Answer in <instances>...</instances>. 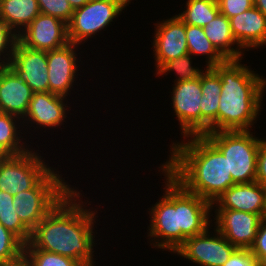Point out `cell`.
<instances>
[{
  "label": "cell",
  "mask_w": 266,
  "mask_h": 266,
  "mask_svg": "<svg viewBox=\"0 0 266 266\" xmlns=\"http://www.w3.org/2000/svg\"><path fill=\"white\" fill-rule=\"evenodd\" d=\"M72 187L32 230L24 249H40L75 259L82 266H95L94 226L98 212L87 206L88 200L83 203L82 190Z\"/></svg>",
  "instance_id": "cell-1"
},
{
  "label": "cell",
  "mask_w": 266,
  "mask_h": 266,
  "mask_svg": "<svg viewBox=\"0 0 266 266\" xmlns=\"http://www.w3.org/2000/svg\"><path fill=\"white\" fill-rule=\"evenodd\" d=\"M159 169L165 176L164 193L148 211L147 234L151 248L174 253L187 238L211 229L214 214L210 202L186 190L161 164Z\"/></svg>",
  "instance_id": "cell-2"
},
{
  "label": "cell",
  "mask_w": 266,
  "mask_h": 266,
  "mask_svg": "<svg viewBox=\"0 0 266 266\" xmlns=\"http://www.w3.org/2000/svg\"><path fill=\"white\" fill-rule=\"evenodd\" d=\"M170 146L171 156L161 166L189 192L213 204L235 185L227 158L205 135L188 136Z\"/></svg>",
  "instance_id": "cell-3"
},
{
  "label": "cell",
  "mask_w": 266,
  "mask_h": 266,
  "mask_svg": "<svg viewBox=\"0 0 266 266\" xmlns=\"http://www.w3.org/2000/svg\"><path fill=\"white\" fill-rule=\"evenodd\" d=\"M241 60L227 59L213 67L221 78L218 131L252 130L263 109L266 78Z\"/></svg>",
  "instance_id": "cell-4"
},
{
  "label": "cell",
  "mask_w": 266,
  "mask_h": 266,
  "mask_svg": "<svg viewBox=\"0 0 266 266\" xmlns=\"http://www.w3.org/2000/svg\"><path fill=\"white\" fill-rule=\"evenodd\" d=\"M59 172L52 168L32 189L13 195L14 210L31 231L72 189Z\"/></svg>",
  "instance_id": "cell-5"
},
{
  "label": "cell",
  "mask_w": 266,
  "mask_h": 266,
  "mask_svg": "<svg viewBox=\"0 0 266 266\" xmlns=\"http://www.w3.org/2000/svg\"><path fill=\"white\" fill-rule=\"evenodd\" d=\"M205 136L227 158L228 173L235 184L255 181L260 139L251 130L216 131Z\"/></svg>",
  "instance_id": "cell-6"
},
{
  "label": "cell",
  "mask_w": 266,
  "mask_h": 266,
  "mask_svg": "<svg viewBox=\"0 0 266 266\" xmlns=\"http://www.w3.org/2000/svg\"><path fill=\"white\" fill-rule=\"evenodd\" d=\"M128 5L126 0L88 1L84 6L74 10L67 24L69 41L83 45L88 38H94L99 31L112 25L111 22L118 19Z\"/></svg>",
  "instance_id": "cell-7"
},
{
  "label": "cell",
  "mask_w": 266,
  "mask_h": 266,
  "mask_svg": "<svg viewBox=\"0 0 266 266\" xmlns=\"http://www.w3.org/2000/svg\"><path fill=\"white\" fill-rule=\"evenodd\" d=\"M40 153L32 148L15 156L0 160V190L16 195L32 189L51 169Z\"/></svg>",
  "instance_id": "cell-8"
},
{
  "label": "cell",
  "mask_w": 266,
  "mask_h": 266,
  "mask_svg": "<svg viewBox=\"0 0 266 266\" xmlns=\"http://www.w3.org/2000/svg\"><path fill=\"white\" fill-rule=\"evenodd\" d=\"M213 229L214 232L208 228L202 234L187 238L173 254L197 266H223L237 248L215 227Z\"/></svg>",
  "instance_id": "cell-9"
},
{
  "label": "cell",
  "mask_w": 266,
  "mask_h": 266,
  "mask_svg": "<svg viewBox=\"0 0 266 266\" xmlns=\"http://www.w3.org/2000/svg\"><path fill=\"white\" fill-rule=\"evenodd\" d=\"M170 93L171 108L179 121L182 138L201 135V75L195 80L174 83Z\"/></svg>",
  "instance_id": "cell-10"
},
{
  "label": "cell",
  "mask_w": 266,
  "mask_h": 266,
  "mask_svg": "<svg viewBox=\"0 0 266 266\" xmlns=\"http://www.w3.org/2000/svg\"><path fill=\"white\" fill-rule=\"evenodd\" d=\"M214 210V227L236 248L250 249L254 244L262 216L232 209Z\"/></svg>",
  "instance_id": "cell-11"
},
{
  "label": "cell",
  "mask_w": 266,
  "mask_h": 266,
  "mask_svg": "<svg viewBox=\"0 0 266 266\" xmlns=\"http://www.w3.org/2000/svg\"><path fill=\"white\" fill-rule=\"evenodd\" d=\"M18 41L27 48L41 51H52L70 42L67 24L43 13L18 34Z\"/></svg>",
  "instance_id": "cell-12"
},
{
  "label": "cell",
  "mask_w": 266,
  "mask_h": 266,
  "mask_svg": "<svg viewBox=\"0 0 266 266\" xmlns=\"http://www.w3.org/2000/svg\"><path fill=\"white\" fill-rule=\"evenodd\" d=\"M152 48L155 72L169 60L188 54L186 24L174 15L155 24Z\"/></svg>",
  "instance_id": "cell-13"
},
{
  "label": "cell",
  "mask_w": 266,
  "mask_h": 266,
  "mask_svg": "<svg viewBox=\"0 0 266 266\" xmlns=\"http://www.w3.org/2000/svg\"><path fill=\"white\" fill-rule=\"evenodd\" d=\"M80 45L69 42L65 46L47 51L49 92L68 97L76 82L78 73L77 48ZM78 65V66H77ZM76 76V77H75ZM76 78V79H75ZM70 93V94H69Z\"/></svg>",
  "instance_id": "cell-14"
},
{
  "label": "cell",
  "mask_w": 266,
  "mask_h": 266,
  "mask_svg": "<svg viewBox=\"0 0 266 266\" xmlns=\"http://www.w3.org/2000/svg\"><path fill=\"white\" fill-rule=\"evenodd\" d=\"M47 51L25 47L17 41L11 67L34 93L49 92Z\"/></svg>",
  "instance_id": "cell-15"
},
{
  "label": "cell",
  "mask_w": 266,
  "mask_h": 266,
  "mask_svg": "<svg viewBox=\"0 0 266 266\" xmlns=\"http://www.w3.org/2000/svg\"><path fill=\"white\" fill-rule=\"evenodd\" d=\"M67 102L66 97L50 92L34 93L29 103L27 113L22 119L23 128H25L24 126H27L28 123L31 125L30 127H34L36 124L37 126L34 127L35 129L45 128L44 132H46L47 129H56V127L58 128L64 125V122H67V120L65 121L68 114L67 112L70 111L67 109L71 108L67 106Z\"/></svg>",
  "instance_id": "cell-16"
},
{
  "label": "cell",
  "mask_w": 266,
  "mask_h": 266,
  "mask_svg": "<svg viewBox=\"0 0 266 266\" xmlns=\"http://www.w3.org/2000/svg\"><path fill=\"white\" fill-rule=\"evenodd\" d=\"M212 209H232L253 214L266 215V195L259 182L232 185L212 204Z\"/></svg>",
  "instance_id": "cell-17"
},
{
  "label": "cell",
  "mask_w": 266,
  "mask_h": 266,
  "mask_svg": "<svg viewBox=\"0 0 266 266\" xmlns=\"http://www.w3.org/2000/svg\"><path fill=\"white\" fill-rule=\"evenodd\" d=\"M33 90L11 68H0V112L24 118Z\"/></svg>",
  "instance_id": "cell-18"
},
{
  "label": "cell",
  "mask_w": 266,
  "mask_h": 266,
  "mask_svg": "<svg viewBox=\"0 0 266 266\" xmlns=\"http://www.w3.org/2000/svg\"><path fill=\"white\" fill-rule=\"evenodd\" d=\"M229 21L232 34L243 51L266 46V16L255 6Z\"/></svg>",
  "instance_id": "cell-19"
},
{
  "label": "cell",
  "mask_w": 266,
  "mask_h": 266,
  "mask_svg": "<svg viewBox=\"0 0 266 266\" xmlns=\"http://www.w3.org/2000/svg\"><path fill=\"white\" fill-rule=\"evenodd\" d=\"M201 89V135H205L218 131L221 78L213 68H204L201 73Z\"/></svg>",
  "instance_id": "cell-20"
},
{
  "label": "cell",
  "mask_w": 266,
  "mask_h": 266,
  "mask_svg": "<svg viewBox=\"0 0 266 266\" xmlns=\"http://www.w3.org/2000/svg\"><path fill=\"white\" fill-rule=\"evenodd\" d=\"M203 29L206 37L226 59H243L244 51L238 46L225 15L219 13Z\"/></svg>",
  "instance_id": "cell-21"
},
{
  "label": "cell",
  "mask_w": 266,
  "mask_h": 266,
  "mask_svg": "<svg viewBox=\"0 0 266 266\" xmlns=\"http://www.w3.org/2000/svg\"><path fill=\"white\" fill-rule=\"evenodd\" d=\"M39 14L38 0H0V21L17 35Z\"/></svg>",
  "instance_id": "cell-22"
},
{
  "label": "cell",
  "mask_w": 266,
  "mask_h": 266,
  "mask_svg": "<svg viewBox=\"0 0 266 266\" xmlns=\"http://www.w3.org/2000/svg\"><path fill=\"white\" fill-rule=\"evenodd\" d=\"M21 120L17 116L0 112V154L3 156L20 155L31 149L26 141L22 140L24 136L21 135Z\"/></svg>",
  "instance_id": "cell-23"
},
{
  "label": "cell",
  "mask_w": 266,
  "mask_h": 266,
  "mask_svg": "<svg viewBox=\"0 0 266 266\" xmlns=\"http://www.w3.org/2000/svg\"><path fill=\"white\" fill-rule=\"evenodd\" d=\"M186 38L190 55H206L205 68H213L227 60L206 37L202 27L186 24Z\"/></svg>",
  "instance_id": "cell-24"
},
{
  "label": "cell",
  "mask_w": 266,
  "mask_h": 266,
  "mask_svg": "<svg viewBox=\"0 0 266 266\" xmlns=\"http://www.w3.org/2000/svg\"><path fill=\"white\" fill-rule=\"evenodd\" d=\"M185 5L186 9L178 17L193 26L203 28L220 13L217 0H187Z\"/></svg>",
  "instance_id": "cell-25"
},
{
  "label": "cell",
  "mask_w": 266,
  "mask_h": 266,
  "mask_svg": "<svg viewBox=\"0 0 266 266\" xmlns=\"http://www.w3.org/2000/svg\"><path fill=\"white\" fill-rule=\"evenodd\" d=\"M13 195L0 190V223L24 244L30 241L32 231L21 221L13 206Z\"/></svg>",
  "instance_id": "cell-26"
},
{
  "label": "cell",
  "mask_w": 266,
  "mask_h": 266,
  "mask_svg": "<svg viewBox=\"0 0 266 266\" xmlns=\"http://www.w3.org/2000/svg\"><path fill=\"white\" fill-rule=\"evenodd\" d=\"M195 59L189 53L178 58L169 60L166 62L155 74L160 77L163 75H168L175 71L177 74L174 83L186 81V80H195L200 77L201 73L204 71L198 67L192 65V59Z\"/></svg>",
  "instance_id": "cell-27"
},
{
  "label": "cell",
  "mask_w": 266,
  "mask_h": 266,
  "mask_svg": "<svg viewBox=\"0 0 266 266\" xmlns=\"http://www.w3.org/2000/svg\"><path fill=\"white\" fill-rule=\"evenodd\" d=\"M25 244L0 223V265L12 261L24 253Z\"/></svg>",
  "instance_id": "cell-28"
},
{
  "label": "cell",
  "mask_w": 266,
  "mask_h": 266,
  "mask_svg": "<svg viewBox=\"0 0 266 266\" xmlns=\"http://www.w3.org/2000/svg\"><path fill=\"white\" fill-rule=\"evenodd\" d=\"M24 254L33 266H82L75 259L40 249H24Z\"/></svg>",
  "instance_id": "cell-29"
},
{
  "label": "cell",
  "mask_w": 266,
  "mask_h": 266,
  "mask_svg": "<svg viewBox=\"0 0 266 266\" xmlns=\"http://www.w3.org/2000/svg\"><path fill=\"white\" fill-rule=\"evenodd\" d=\"M18 35L0 21V68L10 65Z\"/></svg>",
  "instance_id": "cell-30"
},
{
  "label": "cell",
  "mask_w": 266,
  "mask_h": 266,
  "mask_svg": "<svg viewBox=\"0 0 266 266\" xmlns=\"http://www.w3.org/2000/svg\"><path fill=\"white\" fill-rule=\"evenodd\" d=\"M40 13L56 17L66 24L74 12L68 0H38Z\"/></svg>",
  "instance_id": "cell-31"
},
{
  "label": "cell",
  "mask_w": 266,
  "mask_h": 266,
  "mask_svg": "<svg viewBox=\"0 0 266 266\" xmlns=\"http://www.w3.org/2000/svg\"><path fill=\"white\" fill-rule=\"evenodd\" d=\"M219 12L228 19L254 6V0H217Z\"/></svg>",
  "instance_id": "cell-32"
},
{
  "label": "cell",
  "mask_w": 266,
  "mask_h": 266,
  "mask_svg": "<svg viewBox=\"0 0 266 266\" xmlns=\"http://www.w3.org/2000/svg\"><path fill=\"white\" fill-rule=\"evenodd\" d=\"M223 266H259L250 249H236Z\"/></svg>",
  "instance_id": "cell-33"
},
{
  "label": "cell",
  "mask_w": 266,
  "mask_h": 266,
  "mask_svg": "<svg viewBox=\"0 0 266 266\" xmlns=\"http://www.w3.org/2000/svg\"><path fill=\"white\" fill-rule=\"evenodd\" d=\"M250 251L258 261L266 255V215L261 219L254 244Z\"/></svg>",
  "instance_id": "cell-34"
},
{
  "label": "cell",
  "mask_w": 266,
  "mask_h": 266,
  "mask_svg": "<svg viewBox=\"0 0 266 266\" xmlns=\"http://www.w3.org/2000/svg\"><path fill=\"white\" fill-rule=\"evenodd\" d=\"M256 182L261 185L266 184V139L260 138L257 166H256Z\"/></svg>",
  "instance_id": "cell-35"
},
{
  "label": "cell",
  "mask_w": 266,
  "mask_h": 266,
  "mask_svg": "<svg viewBox=\"0 0 266 266\" xmlns=\"http://www.w3.org/2000/svg\"><path fill=\"white\" fill-rule=\"evenodd\" d=\"M0 266H33L29 258L23 253L18 258L9 261L7 263L1 264Z\"/></svg>",
  "instance_id": "cell-36"
},
{
  "label": "cell",
  "mask_w": 266,
  "mask_h": 266,
  "mask_svg": "<svg viewBox=\"0 0 266 266\" xmlns=\"http://www.w3.org/2000/svg\"><path fill=\"white\" fill-rule=\"evenodd\" d=\"M254 6L266 16V0H254Z\"/></svg>",
  "instance_id": "cell-37"
},
{
  "label": "cell",
  "mask_w": 266,
  "mask_h": 266,
  "mask_svg": "<svg viewBox=\"0 0 266 266\" xmlns=\"http://www.w3.org/2000/svg\"><path fill=\"white\" fill-rule=\"evenodd\" d=\"M73 10L84 6L90 0H68Z\"/></svg>",
  "instance_id": "cell-38"
},
{
  "label": "cell",
  "mask_w": 266,
  "mask_h": 266,
  "mask_svg": "<svg viewBox=\"0 0 266 266\" xmlns=\"http://www.w3.org/2000/svg\"><path fill=\"white\" fill-rule=\"evenodd\" d=\"M259 266H266V255L259 260Z\"/></svg>",
  "instance_id": "cell-39"
},
{
  "label": "cell",
  "mask_w": 266,
  "mask_h": 266,
  "mask_svg": "<svg viewBox=\"0 0 266 266\" xmlns=\"http://www.w3.org/2000/svg\"><path fill=\"white\" fill-rule=\"evenodd\" d=\"M263 186H264V189H265V195H266V184H264Z\"/></svg>",
  "instance_id": "cell-40"
}]
</instances>
